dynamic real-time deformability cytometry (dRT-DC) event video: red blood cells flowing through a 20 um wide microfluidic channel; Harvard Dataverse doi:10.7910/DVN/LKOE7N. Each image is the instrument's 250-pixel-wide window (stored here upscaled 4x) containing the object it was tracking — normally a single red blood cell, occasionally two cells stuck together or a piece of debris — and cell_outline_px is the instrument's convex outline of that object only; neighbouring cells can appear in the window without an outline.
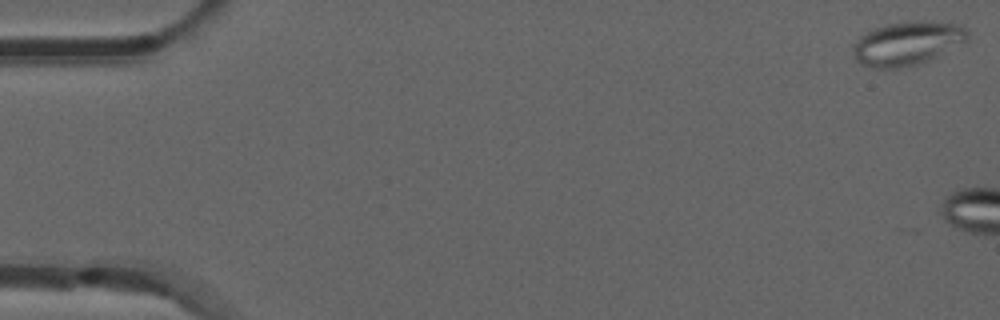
{"species": "common noctule bat (a hibernating species)", "species_latin": "Nyctalus noctula", "temperature_condition": "room temperature", "stored_images_in_passage": 5, "camera_frame_rate_fps": 3000, "um_per_image_px": 0.085, "animal": {"sex": "male", "forearm_length_mm": 52.5}, "frame": {"image": 1, "passage_image": 1, "time_ms": 0.0, "image_size_px": [1000, 320], "cell_outline_px": [[968, 44], [928, 60], [916, 64], [896, 68], [872, 68], [860, 64], [856, 60], [852, 52], [856, 40], [860, 36], [872, 28], [888, 24], [960, 24], [968, 32]], "centroid_in_image_um": [77.12, 3.75], "position_along_channel_um": 7.9, "area_um2": 28.55}}